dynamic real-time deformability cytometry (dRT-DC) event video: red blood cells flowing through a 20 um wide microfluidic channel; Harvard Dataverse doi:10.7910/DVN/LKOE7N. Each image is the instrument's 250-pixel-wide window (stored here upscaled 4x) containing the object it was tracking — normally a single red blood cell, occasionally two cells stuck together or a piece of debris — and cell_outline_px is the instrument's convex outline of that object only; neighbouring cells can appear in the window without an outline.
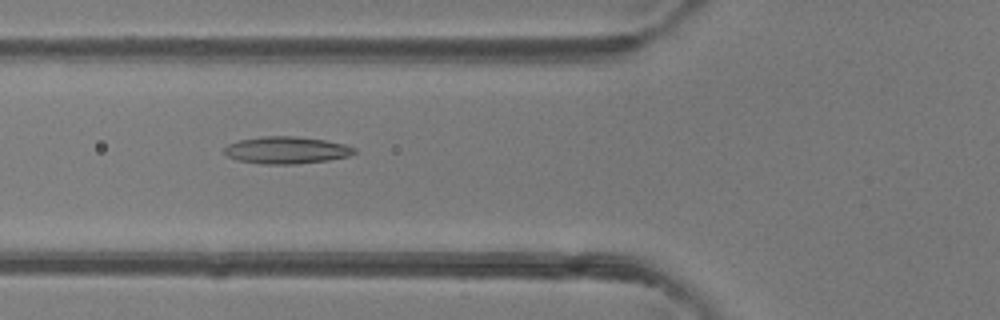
{"species": "common noctule bat (a hibernating species)", "species_latin": "Nyctalus noctula", "temperature_condition": "room temperature", "stored_images_in_passage": 48, "camera_frame_rate_fps": 3000, "um_per_image_px": 0.085, "animal": {"sex": "female"}, "frame": {"image": 1, "passage_image": 18, "time_ms": 5.667, "image_size_px": [1000, 320], "cell_outline_px": [[356, 152], [348, 156], [328, 160], [296, 164], [264, 164], [236, 160], [228, 156], [224, 152], [224, 148], [228, 144], [240, 140], [264, 136], [296, 136], [324, 140], [344, 144], [356, 148]], "centroid_in_image_um": [24.35, 12.76], "position_along_channel_um": 101.5, "area_um2": 20.46}}
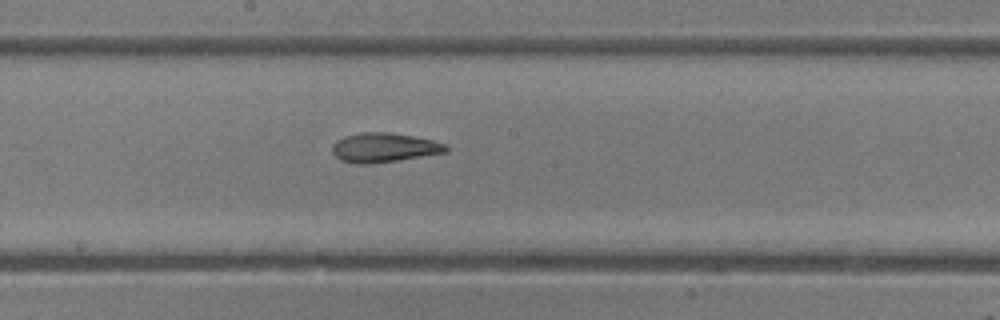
{"frame": {"image": 2, "passage_image": 26, "time_ms": 8.333, "image_size_px": [1000, 320], "cell_outline_px": [[448, 152], [372, 164], [356, 164], [340, 160], [332, 152], [332, 144], [336, 140], [344, 136], [364, 132], [384, 132], [412, 136], [432, 140], [444, 144], [448, 148]], "centroid_in_image_um": [32.6, 12.55], "position_along_channel_um": 215.6, "area_um2": 19.36}}
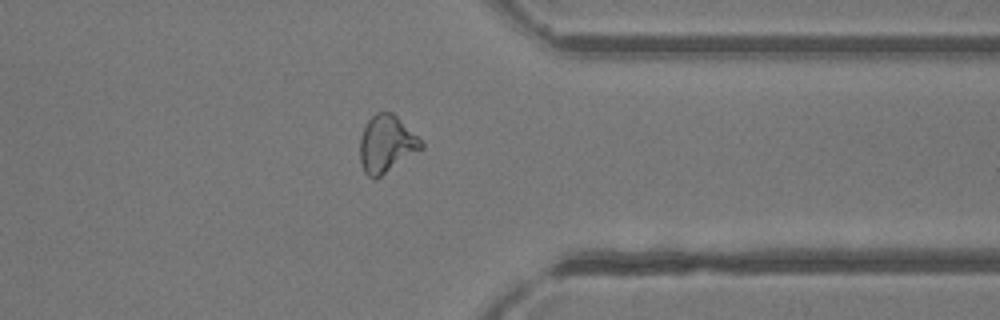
{"frame": {"image": 3, "passage_image": 38, "time_ms": 12.333, "image_size_px": [1000, 320], "cell_outline_px": [[424, 148], [376, 180], [368, 176], [364, 172], [360, 160], [360, 136], [368, 120], [376, 112], [392, 112], [424, 144]], "centroid_in_image_um": [32.83, 12.27], "position_along_channel_um": 378.6, "area_um2": 20.35}, "authors_computed_cell_mechanics": {"area_um2": 20.5768, "velocity_mm_per_s": 4.2507, "shape_relaxation_time_tau1_ms": null, "shape_relaxation_time_tau2_ms": 3.4929, "deformation_change_tau1": null, "deformation_change_tau2": 0.1169}}